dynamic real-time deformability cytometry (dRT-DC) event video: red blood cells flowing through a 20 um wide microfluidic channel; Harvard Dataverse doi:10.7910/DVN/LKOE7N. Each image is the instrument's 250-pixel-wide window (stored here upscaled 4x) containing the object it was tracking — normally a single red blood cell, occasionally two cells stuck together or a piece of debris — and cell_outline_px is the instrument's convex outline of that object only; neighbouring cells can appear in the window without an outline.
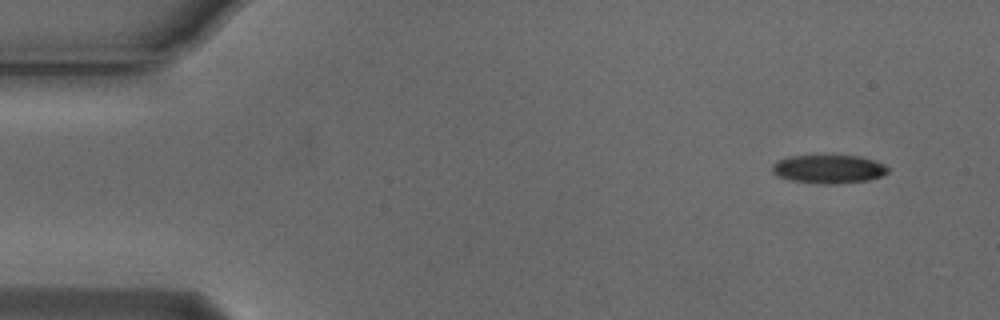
{"species": "Egyptian fruit bat (a non-hibernating species)", "species_latin": "Rousettus aegyptiacus", "temperature_condition": "cold", "stored_images_in_passage": 5, "camera_frame_rate_fps": 3000, "um_per_image_px": 0.085, "animal": {"sex": "male"}, "frame": {"image": 1, "passage_image": 1, "time_ms": 0.0, "image_size_px": [1000, 320], "cell_outline_px": [[888, 172], [880, 176], [868, 180], [836, 184], [824, 184], [792, 180], [780, 176], [772, 172], [772, 164], [776, 160], [788, 156], [860, 156], [884, 164], [888, 168]], "centroid_in_image_um": [70.42, 14.37], "position_along_channel_um": 14.6, "area_um2": 19.02}}
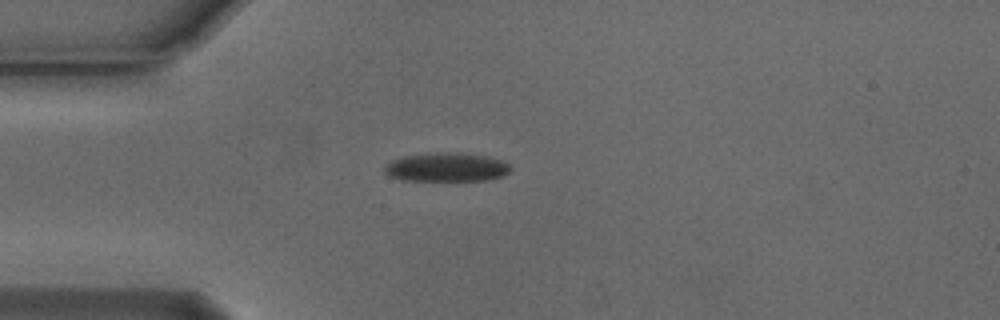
{"frame": {"image": 2, "passage_image": 4, "time_ms": 1.0, "image_size_px": [1000, 320], "cell_outline_px": [[512, 168], [504, 176], [488, 180], [400, 180], [388, 176], [384, 172], [384, 168], [392, 160], [404, 156], [460, 152], [488, 156], [500, 160], [508, 164]], "centroid_in_image_um": [37.98, 14.23], "position_along_channel_um": 47.0, "area_um2": 20.92}}